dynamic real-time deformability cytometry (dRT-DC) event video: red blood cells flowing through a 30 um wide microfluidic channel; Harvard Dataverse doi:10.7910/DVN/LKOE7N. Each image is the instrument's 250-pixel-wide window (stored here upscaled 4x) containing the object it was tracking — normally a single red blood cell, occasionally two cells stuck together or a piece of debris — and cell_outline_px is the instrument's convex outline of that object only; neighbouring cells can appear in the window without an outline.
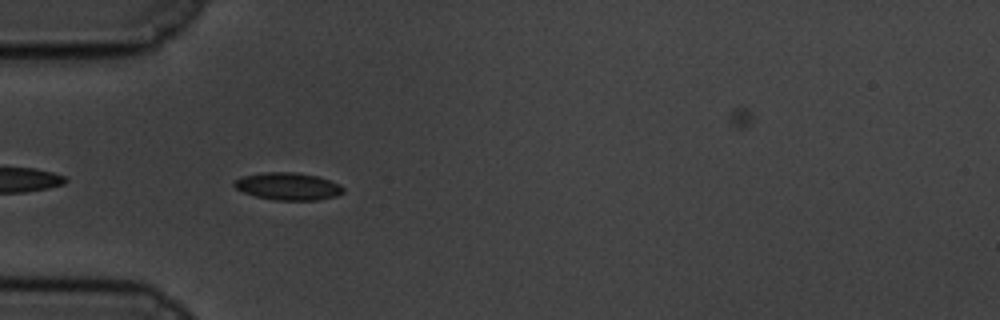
{"species": "common noctule bat (a hibernating species)", "species_latin": "Nyctalus noctula", "temperature_condition": "cold", "stored_images_in_passage": 42, "camera_frame_rate_fps": 3000, "um_per_image_px": 0.085, "animal": {"sex": "male", "body_mass_g": 19.5, "forearm_length_mm": 54.6}, "frame": {"image": 1, "passage_image": 1, "time_ms": 0.0, "image_size_px": [1000, 320], "cell_outline_px": [[344, 192], [336, 196], [320, 200], [276, 200], [256, 196], [244, 192], [236, 188], [232, 184], [236, 180], [244, 176], [260, 172], [296, 172], [316, 176], [340, 184], [344, 188]], "centroid_in_image_um": [24.5, 15.84], "position_along_channel_um": 60.5, "area_um2": 17.34}}
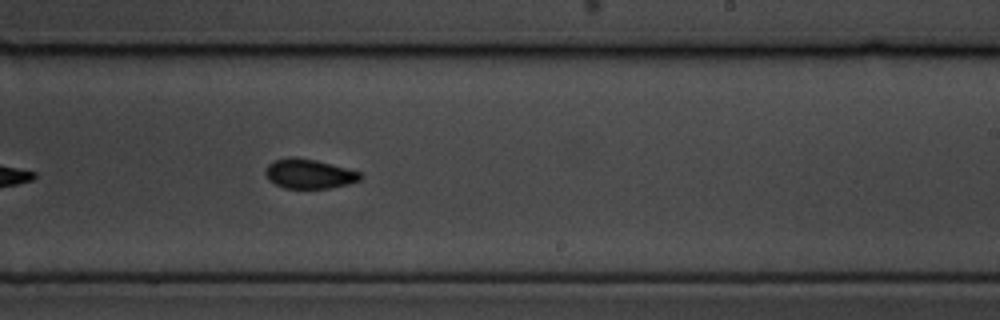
{"frame": {"image": 2, "passage_image": 19, "time_ms": 6.0, "image_size_px": [1000, 320], "cell_outline_px": [[364, 176], [360, 180], [348, 184], [332, 188], [284, 188], [268, 180], [264, 172], [268, 164], [276, 160], [288, 156], [292, 156], [316, 160], [348, 168], [360, 172]], "centroid_in_image_um": [26.28, 14.77], "position_along_channel_um": 262.7, "area_um2": 16.47}}
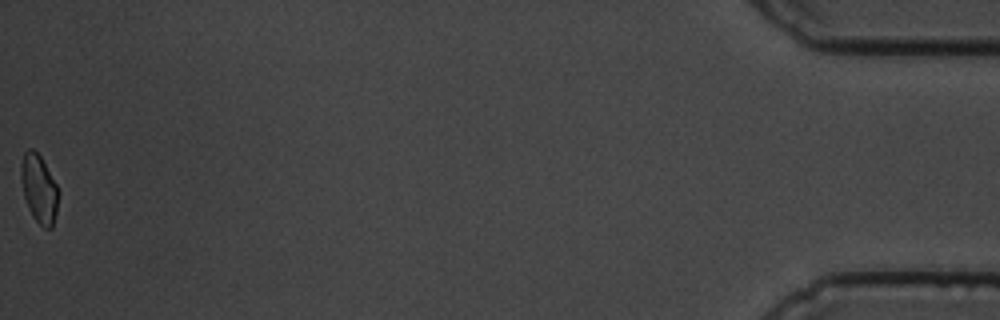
{"frame": {"image": 3, "passage_image": 42, "time_ms": 13.667, "image_size_px": [1000, 320], "cell_outline_px": [[60, 192], [56, 212], [52, 228], [44, 228], [32, 216], [28, 208], [24, 196], [20, 176], [20, 164], [24, 152], [28, 148], [32, 148], [40, 156], [56, 184]], "centroid_in_image_um": [3.31, 16.04], "position_along_channel_um": 431.9, "area_um2": 14.91}, "authors_computed_cell_mechanics": {"area_um2": 16.0973, "velocity_mm_per_s": 3.4255, "shape_relaxation_time_tau1_ms": 2.8707, "shape_relaxation_time_tau2_ms": 2.1485, "deformation_change_tau1": 0.0959, "deformation_change_tau2": 0.0518}}